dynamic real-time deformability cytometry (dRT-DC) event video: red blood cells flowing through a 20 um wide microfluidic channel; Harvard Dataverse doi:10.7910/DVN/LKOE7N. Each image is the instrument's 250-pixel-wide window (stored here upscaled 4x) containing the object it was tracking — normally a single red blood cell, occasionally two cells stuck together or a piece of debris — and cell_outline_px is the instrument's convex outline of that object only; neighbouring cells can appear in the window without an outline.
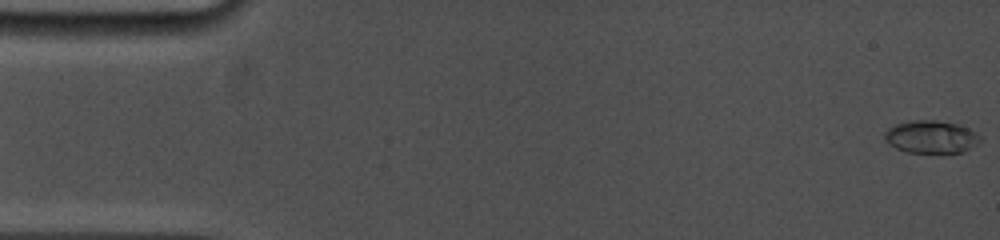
{"species": "common noctule bat (a hibernating species)", "species_latin": "Nyctalus noctula", "temperature_condition": "cold", "stored_images_in_passage": 7, "camera_frame_rate_fps": 5000, "um_per_image_px": 0.085, "animal": {"sex": "female", "body_mass_g": 19.0, "forearm_length_mm": 53.3}, "frame": {"image": 1, "passage_image": 1, "time_ms": 0.0, "image_size_px": [1000, 240], "cell_outline_px": [[980, 140], [976, 144], [964, 152], [936, 156], [908, 152], [896, 148], [888, 144], [884, 140], [884, 132], [888, 128], [896, 124], [912, 120], [936, 120], [960, 124], [968, 128], [980, 136]], "centroid_in_image_um": [79.13, 11.68], "position_along_channel_um": 5.9, "area_um2": 18.96}}
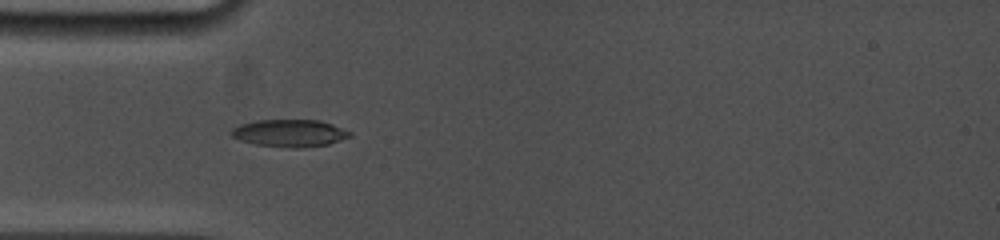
{"frame": {"image": 2, "passage_image": 6, "time_ms": 5.0, "image_size_px": [1000, 240], "cell_outline_px": [[352, 136], [328, 144], [300, 148], [292, 148], [256, 144], [240, 140], [232, 136], [228, 132], [232, 128], [240, 124], [256, 120], [320, 120], [332, 124], [352, 132]], "centroid_in_image_um": [24.61, 11.31], "position_along_channel_um": 60.4, "area_um2": 18.9}}
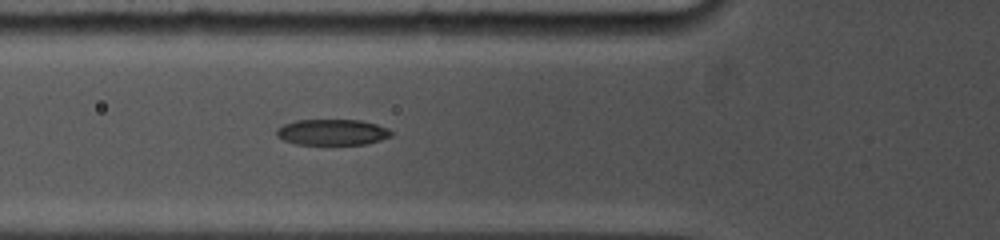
{"frame": {"image": 3, "passage_image": 7, "time_ms": 6.0, "image_size_px": [1000, 240], "cell_outline_px": [[392, 136], [368, 144], [296, 144], [284, 140], [276, 136], [276, 128], [284, 124], [296, 120], [360, 120], [376, 124], [388, 128], [392, 132]], "centroid_in_image_um": [28.24, 11.23], "position_along_channel_um": 97.6, "area_um2": 17.34}}